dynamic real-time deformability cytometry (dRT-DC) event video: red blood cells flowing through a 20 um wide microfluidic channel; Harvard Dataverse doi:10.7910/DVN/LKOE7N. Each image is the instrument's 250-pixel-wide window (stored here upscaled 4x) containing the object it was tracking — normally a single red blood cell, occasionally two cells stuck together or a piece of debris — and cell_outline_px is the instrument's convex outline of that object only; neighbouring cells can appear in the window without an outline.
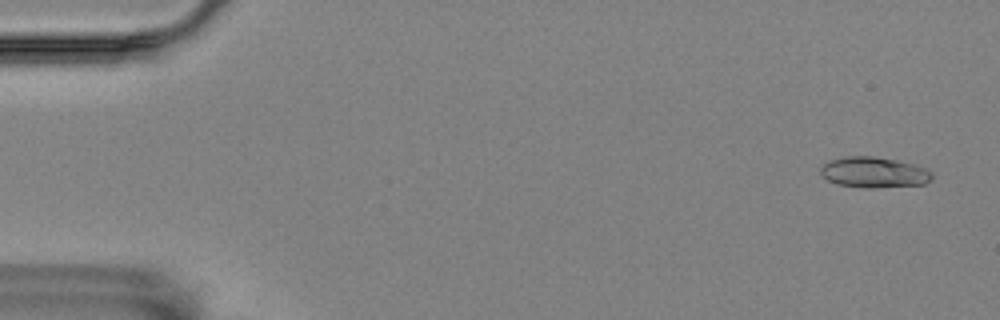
{"species": "Egyptian fruit bat (a non-hibernating species)", "species_latin": "Rousettus aegyptiacus", "temperature_condition": "room temperature", "stored_images_in_passage": 5, "camera_frame_rate_fps": 3000, "um_per_image_px": 0.085, "animal": {"sex": "female"}, "frame": {"image": 1, "passage_image": 1, "time_ms": 0.0, "image_size_px": [1000, 320], "cell_outline_px": [[932, 176], [924, 184], [876, 188], [864, 188], [836, 184], [828, 180], [820, 172], [820, 168], [828, 160], [844, 156], [872, 156], [896, 160], [928, 168], [932, 172]], "centroid_in_image_um": [74.27, 14.65], "position_along_channel_um": 10.7, "area_um2": 20.0}}